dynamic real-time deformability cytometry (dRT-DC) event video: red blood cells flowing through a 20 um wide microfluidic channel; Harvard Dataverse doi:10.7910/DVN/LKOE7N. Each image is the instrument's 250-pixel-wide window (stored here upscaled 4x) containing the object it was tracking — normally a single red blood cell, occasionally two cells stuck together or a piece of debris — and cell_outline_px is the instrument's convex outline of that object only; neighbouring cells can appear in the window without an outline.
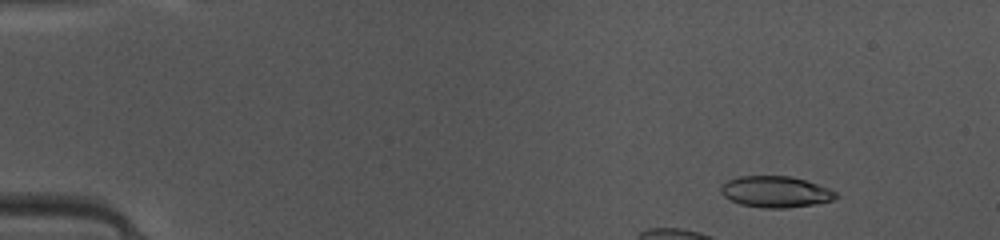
{"species": "common noctule bat (a hibernating species)", "species_latin": "Nyctalus noctula", "temperature_condition": "warm", "stored_images_in_passage": 13, "camera_frame_rate_fps": 3000, "um_per_image_px": 0.085, "animal": {"sex": "female", "body_mass_g": 10.0, "forearm_length_mm": 53.1}, "frame": {"image": 1, "passage_image": 6, "time_ms": 1.667, "image_size_px": [1000, 240], "cell_outline_px": [[840, 196], [832, 200], [812, 204], [784, 208], [764, 208], [740, 204], [724, 196], [720, 192], [720, 188], [728, 180], [740, 176], [792, 176], [828, 188], [836, 192]], "centroid_in_image_um": [65.92, 16.3], "position_along_channel_um": 19.1, "area_um2": 20.69}}